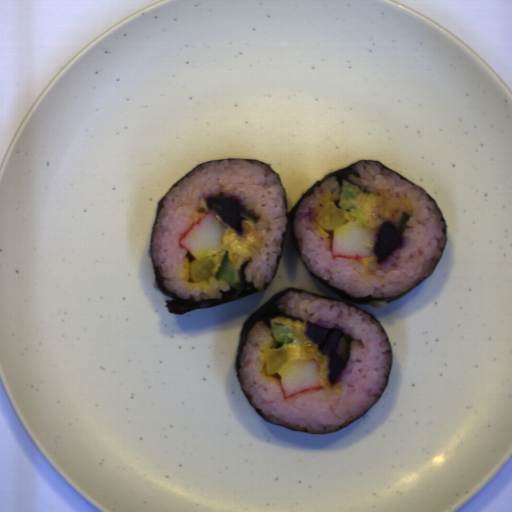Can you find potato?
<instances>
[{
    "instance_id": "obj_5",
    "label": "potato",
    "mask_w": 512,
    "mask_h": 512,
    "mask_svg": "<svg viewBox=\"0 0 512 512\" xmlns=\"http://www.w3.org/2000/svg\"><path fill=\"white\" fill-rule=\"evenodd\" d=\"M217 263L210 255L200 256L197 259H192L189 265V279L190 282L198 284L200 282H208L210 278L216 277L214 269Z\"/></svg>"
},
{
    "instance_id": "obj_2",
    "label": "potato",
    "mask_w": 512,
    "mask_h": 512,
    "mask_svg": "<svg viewBox=\"0 0 512 512\" xmlns=\"http://www.w3.org/2000/svg\"><path fill=\"white\" fill-rule=\"evenodd\" d=\"M207 208L221 217L227 224L228 228L232 229L242 237L243 226L242 220H247L245 216H241L239 201L234 197L224 196H210L204 198Z\"/></svg>"
},
{
    "instance_id": "obj_1",
    "label": "potato",
    "mask_w": 512,
    "mask_h": 512,
    "mask_svg": "<svg viewBox=\"0 0 512 512\" xmlns=\"http://www.w3.org/2000/svg\"><path fill=\"white\" fill-rule=\"evenodd\" d=\"M306 322V335L312 342L319 346L322 355L329 357L327 363L329 380L333 384L338 374L347 365L336 353L339 340L344 333L339 329H327L314 325L310 321Z\"/></svg>"
},
{
    "instance_id": "obj_4",
    "label": "potato",
    "mask_w": 512,
    "mask_h": 512,
    "mask_svg": "<svg viewBox=\"0 0 512 512\" xmlns=\"http://www.w3.org/2000/svg\"><path fill=\"white\" fill-rule=\"evenodd\" d=\"M315 220L319 227L333 232L343 225L347 220L345 208H338L334 201H328L324 207L318 211Z\"/></svg>"
},
{
    "instance_id": "obj_3",
    "label": "potato",
    "mask_w": 512,
    "mask_h": 512,
    "mask_svg": "<svg viewBox=\"0 0 512 512\" xmlns=\"http://www.w3.org/2000/svg\"><path fill=\"white\" fill-rule=\"evenodd\" d=\"M378 240L373 253L377 256V264H382L393 249L399 244L400 237L396 231L395 225L384 222L379 228Z\"/></svg>"
},
{
    "instance_id": "obj_6",
    "label": "potato",
    "mask_w": 512,
    "mask_h": 512,
    "mask_svg": "<svg viewBox=\"0 0 512 512\" xmlns=\"http://www.w3.org/2000/svg\"><path fill=\"white\" fill-rule=\"evenodd\" d=\"M265 364L266 375H276L280 370L288 366V356L285 348H269L262 359Z\"/></svg>"
}]
</instances>
